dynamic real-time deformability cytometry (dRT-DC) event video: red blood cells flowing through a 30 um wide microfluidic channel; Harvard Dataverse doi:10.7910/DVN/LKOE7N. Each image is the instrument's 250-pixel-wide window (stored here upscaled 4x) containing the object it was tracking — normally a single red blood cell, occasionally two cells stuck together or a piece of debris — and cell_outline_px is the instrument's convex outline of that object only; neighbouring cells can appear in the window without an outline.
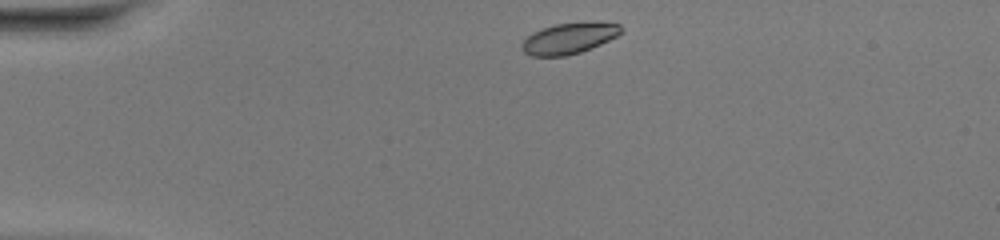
{"species": "common noctule bat (a hibernating species)", "species_latin": "Nyctalus noctula", "temperature_condition": "warm", "stored_images_in_passage": 40, "camera_frame_rate_fps": 3000, "um_per_image_px": 0.085, "animal": {"sex": "female", "body_mass_g": 20.0, "forearm_length_mm": 54.0}, "frame": {"image": 1, "passage_image": 1, "time_ms": 0.0, "image_size_px": [1000, 240], "cell_outline_px": [[624, 28], [616, 36], [592, 48], [580, 52], [564, 56], [532, 56], [524, 52], [520, 48], [520, 44], [532, 32], [556, 24], [620, 24]], "centroid_in_image_um": [48.29, 3.3], "position_along_channel_um": 36.7, "area_um2": 17.22}}
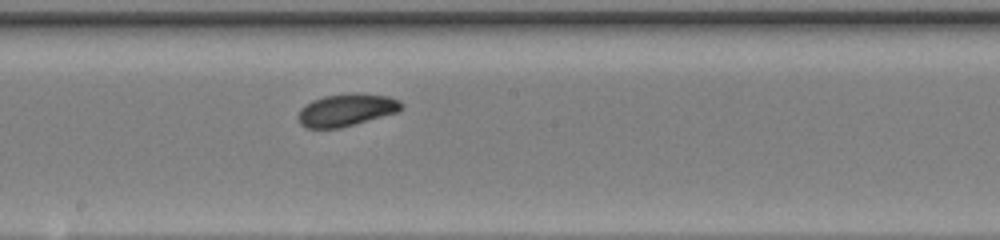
{"frame": {"image": 2, "passage_image": 18, "time_ms": 5.667, "image_size_px": [1000, 240], "cell_outline_px": [[404, 108], [396, 112], [340, 128], [308, 128], [300, 124], [300, 108], [312, 100], [324, 96], [356, 92], [388, 96], [400, 100], [404, 104]], "centroid_in_image_um": [29.48, 9.33], "position_along_channel_um": 218.7, "area_um2": 19.36}}
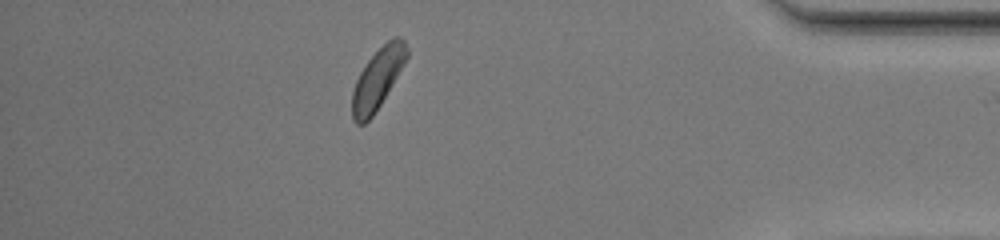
{"frame": {"image": 3, "passage_image": 34, "time_ms": 11.0, "image_size_px": [1000, 240], "cell_outline_px": [[408, 56], [392, 84], [380, 104], [372, 116], [364, 124], [356, 124], [352, 120], [352, 92], [356, 80], [360, 72], [368, 60], [392, 36], [400, 36], [404, 40], [408, 48]], "centroid_in_image_um": [32.09, 6.68], "position_along_channel_um": 403.1, "area_um2": 18.96}, "authors_computed_cell_mechanics": {"area_um2": 19.074, "velocity_mm_per_s": 4.1485, "shape_relaxation_time_tau1_ms": 3.7204, "shape_relaxation_time_tau2_ms": 5.9837, "deformation_change_tau1": 0.1402, "deformation_change_tau2": 0.0806}}